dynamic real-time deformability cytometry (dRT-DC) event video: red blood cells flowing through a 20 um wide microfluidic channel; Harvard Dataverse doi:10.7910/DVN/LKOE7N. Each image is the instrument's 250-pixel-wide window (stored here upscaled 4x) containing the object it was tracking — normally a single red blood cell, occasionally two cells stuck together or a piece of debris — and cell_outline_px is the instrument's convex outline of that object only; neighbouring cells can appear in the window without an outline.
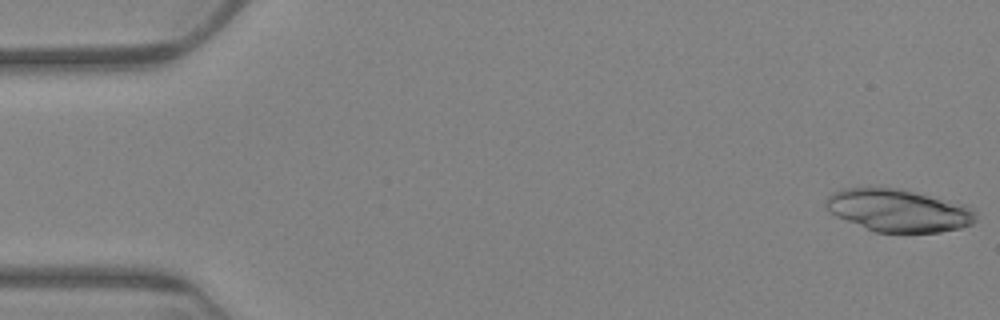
{"species": "Egyptian fruit bat (a non-hibernating species)", "species_latin": "Rousettus aegyptiacus", "temperature_condition": "warm", "stored_images_in_passage": 32, "camera_frame_rate_fps": 3000, "um_per_image_px": 0.085, "animal": {"sex": "female"}, "frame": {"image": 1, "passage_image": 1, "time_ms": 0.0, "image_size_px": [1000, 320], "cell_outline_px": [[976, 220], [972, 224], [960, 228], [940, 232], [876, 232], [836, 216], [828, 212], [824, 208], [824, 200], [832, 192], [844, 188], [900, 188], [964, 204], [976, 212]], "centroid_in_image_um": [76.34, 17.88], "position_along_channel_um": 8.7, "area_um2": 37.17}}
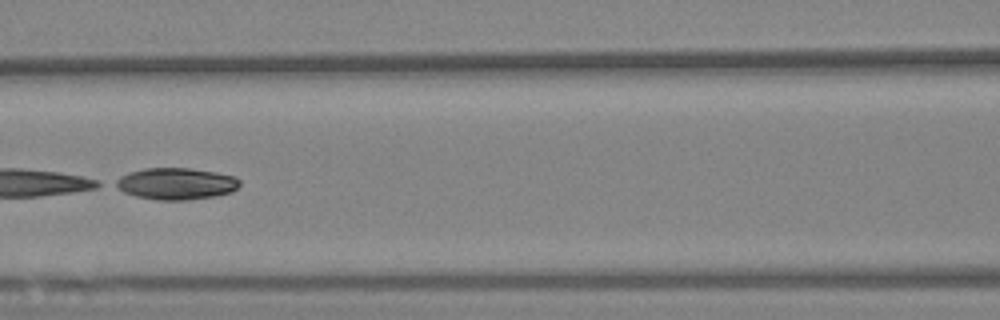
{"frame": {"image": 2, "passage_image": 28, "time_ms": 9.0, "image_size_px": [1000, 320], "cell_outline_px": [[240, 184], [232, 192], [216, 196], [184, 200], [156, 200], [136, 196], [124, 192], [112, 184], [112, 180], [120, 176], [144, 168], [188, 168], [216, 172], [236, 176], [240, 180]], "centroid_in_image_um": [14.96, 15.61], "position_along_channel_um": 151.6, "area_um2": 23.06}}